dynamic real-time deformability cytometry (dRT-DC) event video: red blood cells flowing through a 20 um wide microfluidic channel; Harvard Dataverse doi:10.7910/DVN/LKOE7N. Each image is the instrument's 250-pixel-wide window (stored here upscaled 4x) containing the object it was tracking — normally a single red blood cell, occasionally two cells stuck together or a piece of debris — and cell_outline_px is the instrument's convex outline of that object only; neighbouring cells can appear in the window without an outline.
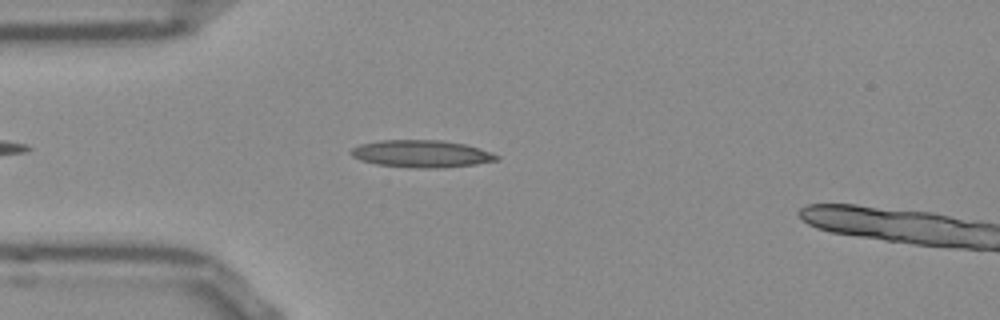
{"species": "Egyptian fruit bat (a non-hibernating species)", "species_latin": "Rousettus aegyptiacus", "temperature_condition": "room temperature", "stored_images_in_passage": 42, "camera_frame_rate_fps": 3000, "um_per_image_px": 0.085, "frame": {"image": 1, "passage_image": 6, "time_ms": 1.667, "image_size_px": [1000, 320], "cell_outline_px": [[500, 160], [476, 164], [444, 168], [412, 168], [376, 164], [360, 160], [352, 156], [348, 152], [352, 148], [360, 144], [380, 140], [440, 140], [464, 144], [492, 152], [500, 156]], "centroid_in_image_um": [35.83, 13.08], "position_along_channel_um": 49.2, "area_um2": 23.35}}
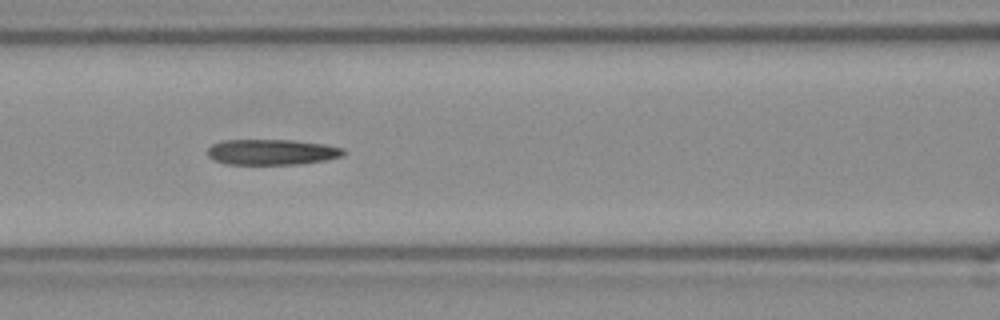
{"frame": {"image": 2, "passage_image": 14, "time_ms": 4.333, "image_size_px": [1000, 320], "cell_outline_px": [[348, 152], [344, 156], [324, 160], [296, 164], [224, 164], [208, 156], [208, 148], [212, 144], [220, 140], [292, 140], [324, 144], [344, 148]], "centroid_in_image_um": [23.13, 12.92], "position_along_channel_um": 143.5, "area_um2": 20.35}}
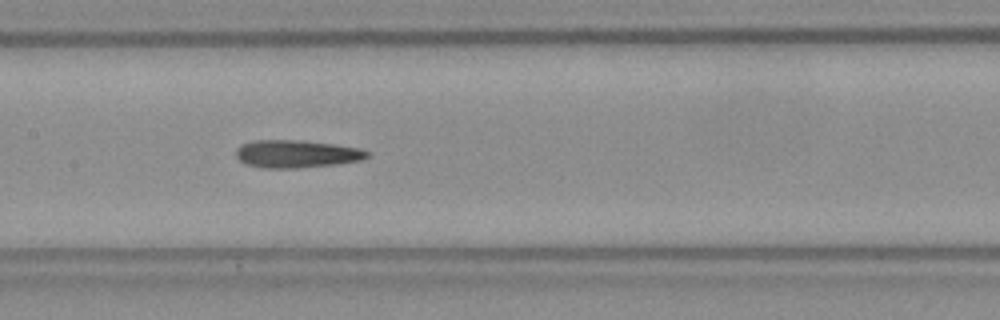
{"frame": {"image": 3, "passage_image": 17, "time_ms": 5.333, "image_size_px": [1000, 320], "cell_outline_px": [[372, 152], [368, 156], [360, 160], [336, 164], [296, 168], [264, 168], [244, 164], [236, 156], [236, 148], [240, 144], [256, 140], [300, 140], [332, 144], [360, 148]], "centroid_in_image_um": [25.18, 13.08], "position_along_channel_um": 182.2, "area_um2": 21.21}}